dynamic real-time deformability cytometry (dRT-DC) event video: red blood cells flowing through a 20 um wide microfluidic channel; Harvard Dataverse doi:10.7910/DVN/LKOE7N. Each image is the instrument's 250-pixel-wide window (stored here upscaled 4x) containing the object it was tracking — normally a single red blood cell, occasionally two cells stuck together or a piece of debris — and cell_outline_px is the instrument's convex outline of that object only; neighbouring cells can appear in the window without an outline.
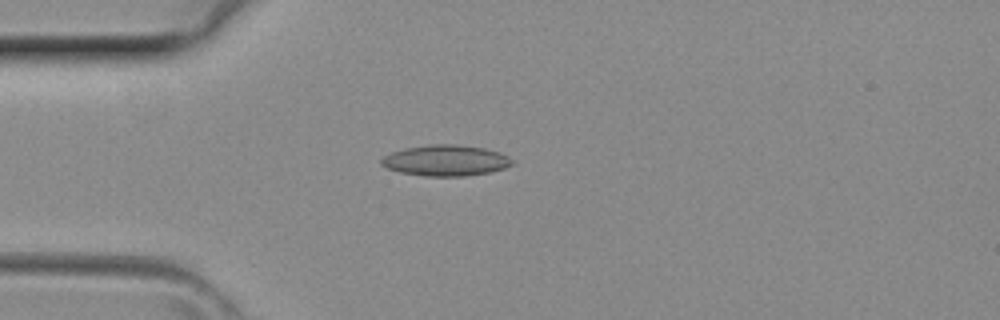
{"species": "common noctule bat (a hibernating species)", "species_latin": "Nyctalus noctula", "temperature_condition": "room temperature", "stored_images_in_passage": 4, "camera_frame_rate_fps": 3000, "um_per_image_px": 0.085, "animal": {"sex": "female", "body_mass_g": 29.2, "forearm_length_mm": 56.3}, "frame": {"image": 1, "passage_image": 4, "time_ms": 1.0, "image_size_px": [1000, 320], "cell_outline_px": [[516, 164], [504, 168], [488, 172], [464, 176], [428, 176], [400, 172], [388, 168], [380, 164], [380, 160], [384, 156], [392, 152], [404, 148], [428, 144], [456, 144], [484, 148], [500, 152], [508, 156]], "centroid_in_image_um": [37.89, 13.63], "position_along_channel_um": 47.1, "area_um2": 23.58}}